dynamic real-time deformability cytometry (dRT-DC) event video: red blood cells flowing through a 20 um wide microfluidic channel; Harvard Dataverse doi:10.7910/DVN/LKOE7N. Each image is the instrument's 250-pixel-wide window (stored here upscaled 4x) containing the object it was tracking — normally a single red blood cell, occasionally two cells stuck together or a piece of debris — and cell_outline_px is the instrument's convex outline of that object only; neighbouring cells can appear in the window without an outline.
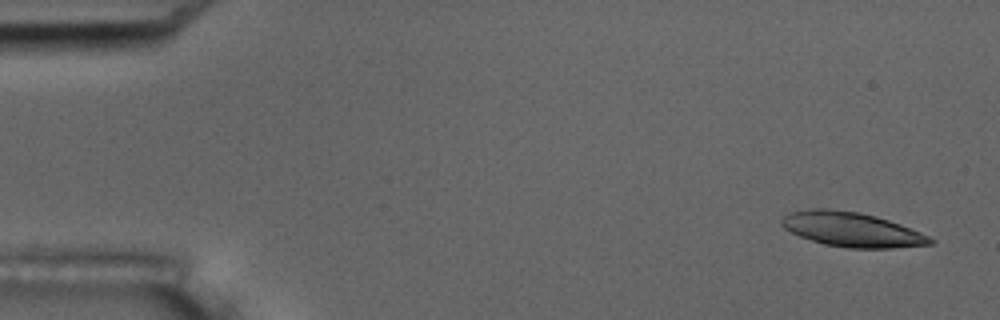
{"species": "common noctule bat (a hibernating species)", "species_latin": "Nyctalus noctula", "temperature_condition": "room temperature", "stored_images_in_passage": 5, "camera_frame_rate_fps": 3000, "um_per_image_px": 0.085, "animal": {"sex": "male", "body_mass_g": 17.5, "forearm_length_mm": 52.3}, "frame": {"image": 1, "passage_image": 1, "time_ms": 0.0, "image_size_px": [1000, 320], "cell_outline_px": [[936, 240], [932, 244], [892, 248], [848, 248], [824, 244], [800, 236], [784, 228], [780, 224], [780, 220], [784, 216], [792, 212], [812, 208], [828, 208], [860, 212], [876, 216], [900, 224], [920, 232]], "centroid_in_image_um": [72.4, 19.5], "position_along_channel_um": 12.6, "area_um2": 29.82}}